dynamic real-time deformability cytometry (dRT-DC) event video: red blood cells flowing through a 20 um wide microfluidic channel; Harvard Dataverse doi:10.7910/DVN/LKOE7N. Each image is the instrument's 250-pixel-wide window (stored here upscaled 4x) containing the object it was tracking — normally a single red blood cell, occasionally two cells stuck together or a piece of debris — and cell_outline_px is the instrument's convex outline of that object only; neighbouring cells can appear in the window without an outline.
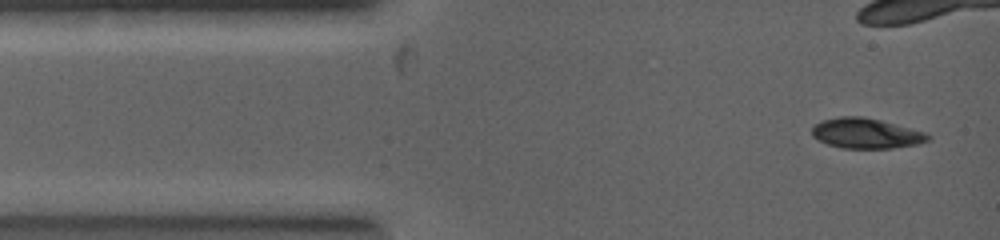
{"species": "common noctule bat (a hibernating species)", "species_latin": "Nyctalus noctula", "temperature_condition": "warm", "stored_images_in_passage": 5, "camera_frame_rate_fps": 5000, "um_per_image_px": 0.085, "animal": {"sex": "female", "body_mass_g": 19.0, "forearm_length_mm": 53.3}, "frame": {"image": 1, "passage_image": 1, "time_ms": 0.0, "image_size_px": [1000, 240], "cell_outline_px": [[932, 140], [916, 144], [892, 148], [840, 148], [828, 144], [812, 136], [812, 128], [820, 120], [840, 116], [864, 116], [880, 120], [924, 132], [932, 136]], "centroid_in_image_um": [73.61, 11.33], "position_along_channel_um": 11.4, "area_um2": 20.4}}